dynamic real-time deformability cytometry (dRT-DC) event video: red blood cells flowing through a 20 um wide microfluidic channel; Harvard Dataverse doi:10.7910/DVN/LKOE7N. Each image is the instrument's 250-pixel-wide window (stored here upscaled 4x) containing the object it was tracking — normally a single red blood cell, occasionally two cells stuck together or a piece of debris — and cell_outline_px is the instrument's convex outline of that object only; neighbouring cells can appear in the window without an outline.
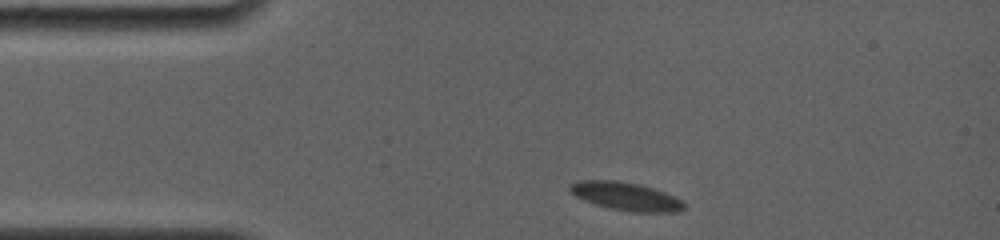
{"species": "common noctule bat (a hibernating species)", "species_latin": "Nyctalus noctula", "temperature_condition": "room temperature", "stored_images_in_passage": 22, "camera_frame_rate_fps": 4000, "um_per_image_px": 0.085, "animal": {"sex": "female", "body_mass_g": 19.0, "forearm_length_mm": 56.7}, "frame": {"image": 1, "passage_image": 1, "time_ms": 0.0, "image_size_px": [1000, 240], "cell_outline_px": [[684, 208], [680, 212], [632, 212], [612, 208], [596, 204], [584, 200], [576, 196], [568, 188], [572, 184], [580, 180], [616, 180], [640, 184], [664, 192], [680, 200], [684, 204]], "centroid_in_image_um": [53.21, 16.68], "position_along_channel_um": 31.8, "area_um2": 18.44}}
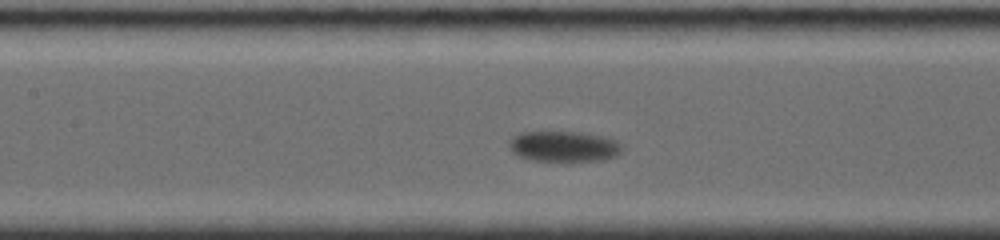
{"frame": {"image": 2, "passage_image": 13, "time_ms": 3.0, "image_size_px": [1000, 240], "cell_outline_px": [[624, 148], [616, 156], [604, 160], [528, 160], [516, 156], [512, 152], [508, 144], [508, 140], [512, 136], [520, 132], [584, 132], [616, 140]], "centroid_in_image_um": [47.88, 12.43], "position_along_channel_um": 159.5, "area_um2": 20.23}}
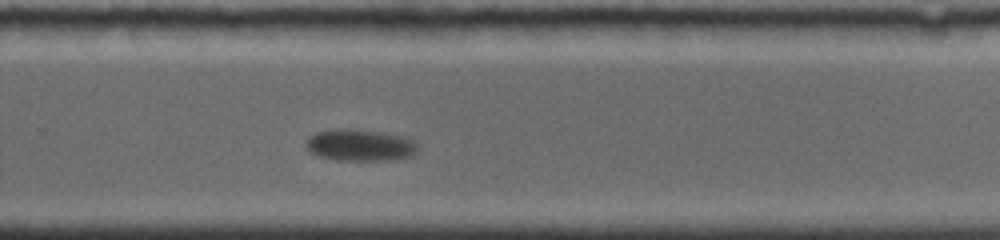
{"frame": {"image": 3, "passage_image": 22, "time_ms": 5.25, "image_size_px": [1000, 240], "cell_outline_px": [[416, 152], [412, 156], [388, 160], [340, 160], [320, 156], [312, 152], [304, 144], [308, 136], [316, 132], [380, 132], [404, 136], [412, 140], [416, 144]], "centroid_in_image_um": [30.64, 12.39], "position_along_channel_um": 299.2, "area_um2": 19.48}}